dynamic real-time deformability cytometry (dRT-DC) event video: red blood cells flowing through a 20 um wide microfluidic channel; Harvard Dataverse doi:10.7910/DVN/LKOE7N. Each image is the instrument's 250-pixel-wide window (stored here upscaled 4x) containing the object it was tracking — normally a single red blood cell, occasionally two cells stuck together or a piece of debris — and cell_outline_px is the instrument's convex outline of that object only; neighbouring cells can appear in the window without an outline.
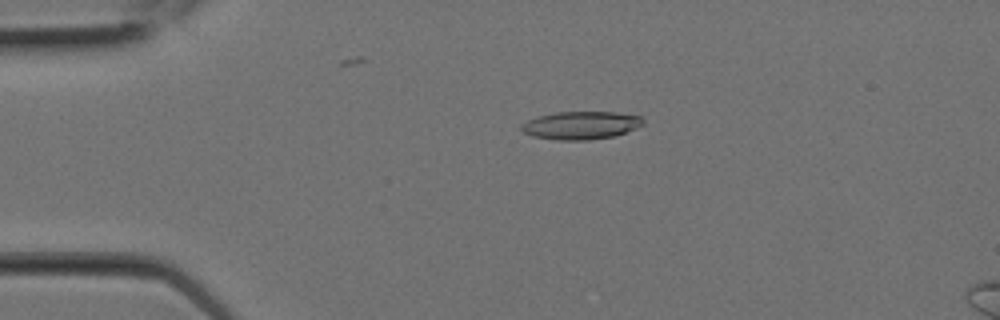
{"species": "Egyptian fruit bat (a non-hibernating species)", "species_latin": "Rousettus aegyptiacus", "temperature_condition": "room temperature", "stored_images_in_passage": 7, "camera_frame_rate_fps": 3000, "um_per_image_px": 0.085, "animal": {"sex": "female"}, "frame": {"image": 1, "passage_image": 4, "time_ms": 1.0, "image_size_px": [1000, 320], "cell_outline_px": [[644, 124], [636, 128], [616, 136], [588, 140], [556, 140], [532, 136], [524, 132], [520, 128], [520, 124], [528, 120], [540, 116], [556, 112], [616, 112], [640, 116], [644, 120]], "centroid_in_image_um": [49.39, 10.66], "position_along_channel_um": 35.6, "area_um2": 19.88}}
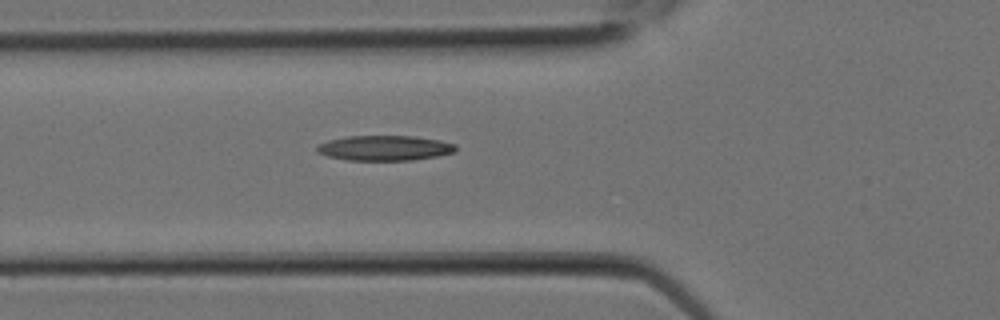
{"frame": {"image": 2, "passage_image": 7, "time_ms": 2.0, "image_size_px": [1000, 320], "cell_outline_px": [[456, 152], [436, 156], [412, 160], [348, 160], [328, 156], [316, 152], [316, 144], [328, 140], [348, 136], [412, 136], [440, 140], [456, 144]], "centroid_in_image_um": [32.68, 12.58], "position_along_channel_um": 93.1, "area_um2": 20.35}}